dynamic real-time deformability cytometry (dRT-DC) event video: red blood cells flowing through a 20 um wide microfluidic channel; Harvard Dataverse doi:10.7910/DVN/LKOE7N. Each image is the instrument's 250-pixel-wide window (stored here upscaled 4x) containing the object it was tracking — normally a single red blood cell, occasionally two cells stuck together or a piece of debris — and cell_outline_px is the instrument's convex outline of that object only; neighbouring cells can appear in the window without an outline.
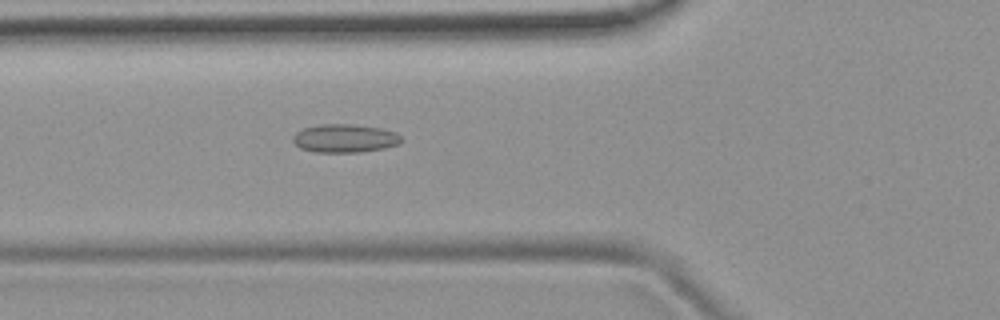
{"species": "common noctule bat (a hibernating species)", "species_latin": "Nyctalus noctula", "temperature_condition": "room temperature", "stored_images_in_passage": 47, "camera_frame_rate_fps": 3000, "um_per_image_px": 0.085, "animal": {"sex": "female", "body_mass_g": 19.9}, "frame": {"image": 1, "passage_image": 14, "time_ms": 4.333, "image_size_px": [1000, 320], "cell_outline_px": [[404, 140], [400, 144], [384, 148], [360, 152], [316, 152], [300, 148], [292, 140], [292, 136], [296, 132], [304, 128], [324, 124], [352, 124], [380, 128], [396, 132]], "centroid_in_image_um": [29.33, 11.76], "position_along_channel_um": 96.5, "area_um2": 17.92}}
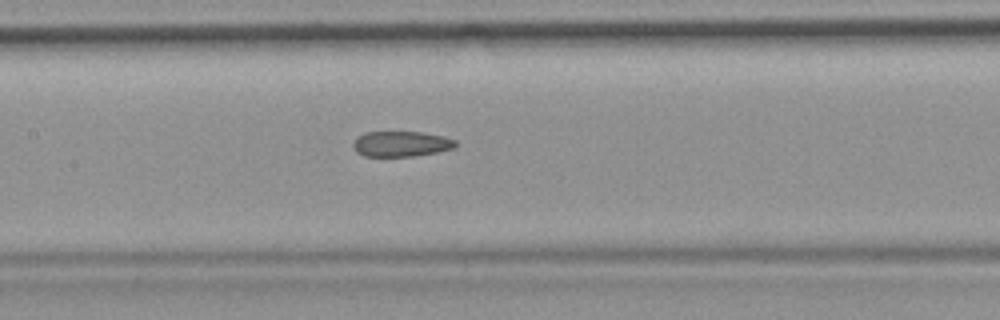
{"frame": {"image": 2, "passage_image": 20, "time_ms": 6.333, "image_size_px": [1000, 320], "cell_outline_px": [[456, 148], [416, 156], [364, 156], [356, 152], [352, 144], [356, 136], [368, 132], [420, 132], [444, 136], [456, 140]], "centroid_in_image_um": [34.1, 12.23], "position_along_channel_um": 173.3, "area_um2": 15.26}}
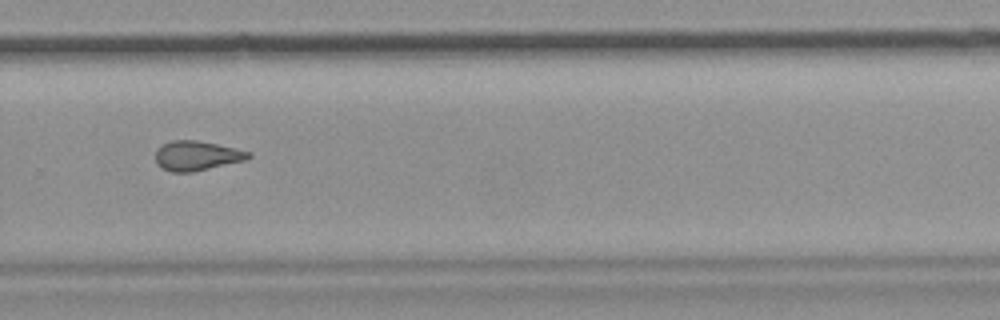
{"frame": {"image": 3, "passage_image": 31, "time_ms": 10.0, "image_size_px": [1000, 320], "cell_outline_px": [[252, 156], [244, 160], [192, 172], [172, 172], [156, 164], [156, 148], [172, 140], [196, 140], [236, 148], [252, 152]], "centroid_in_image_um": [16.72, 13.23], "position_along_channel_um": 313.1, "area_um2": 15.9}, "authors_computed_cell_mechanics": {"area_um2": 16.473, "velocity_mm_per_s": 3.8276, "shape_relaxation_time_tau1_ms": null, "shape_relaxation_time_tau2_ms": 2.7433, "deformation_change_tau1": null, "deformation_change_tau2": 0.0974}}